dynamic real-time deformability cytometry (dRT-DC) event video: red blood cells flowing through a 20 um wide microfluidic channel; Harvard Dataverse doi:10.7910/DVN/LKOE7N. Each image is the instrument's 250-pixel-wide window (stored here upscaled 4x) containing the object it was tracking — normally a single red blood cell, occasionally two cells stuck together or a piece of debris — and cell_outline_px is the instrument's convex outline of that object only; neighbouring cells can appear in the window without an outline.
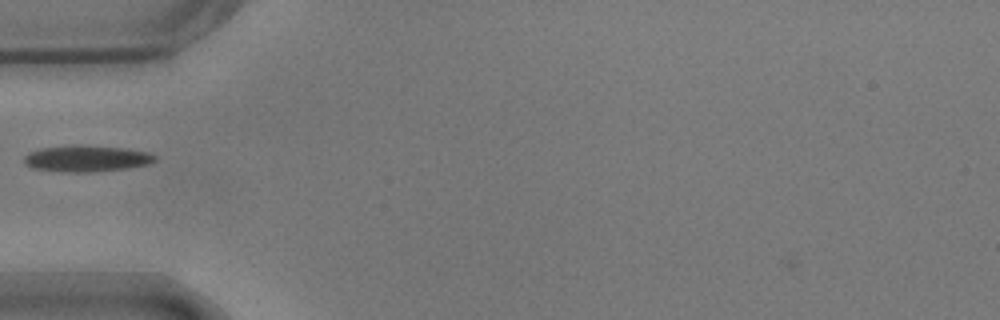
{"species": "common noctule bat (a hibernating species)", "species_latin": "Nyctalus noctula", "temperature_condition": "warm", "stored_images_in_passage": 38, "camera_frame_rate_fps": 3000, "um_per_image_px": 0.085, "animal": {"sex": "male", "body_mass_g": 17.9}, "frame": {"image": 1, "passage_image": 1, "time_ms": 0.0, "image_size_px": [1000, 320], "cell_outline_px": [[156, 160], [148, 164], [128, 168], [92, 172], [64, 172], [32, 168], [24, 164], [24, 156], [28, 152], [40, 148], [80, 144], [124, 148], [148, 152], [156, 156]], "centroid_in_image_um": [7.33, 13.47], "position_along_channel_um": 77.7, "area_um2": 20.29}}
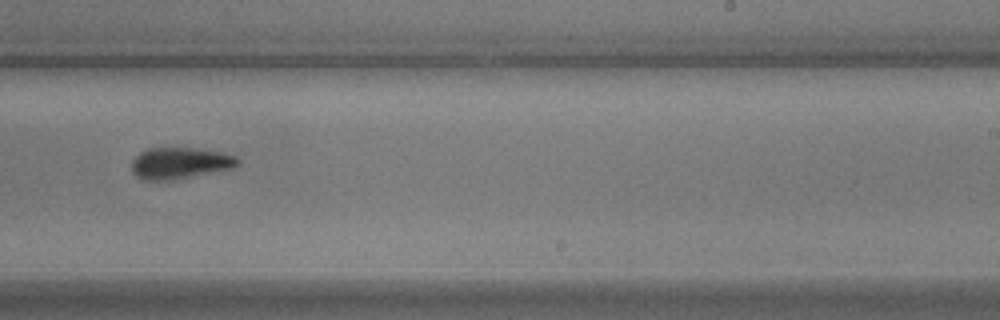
{"frame": {"image": 2, "passage_image": 17, "time_ms": 5.333, "image_size_px": [1000, 320], "cell_outline_px": [[240, 164], [236, 168], [164, 180], [144, 180], [136, 176], [132, 172], [132, 160], [140, 152], [148, 148], [196, 148], [220, 152], [236, 156], [240, 160]], "centroid_in_image_um": [15.31, 13.85], "position_along_channel_um": 273.7, "area_um2": 19.25}}
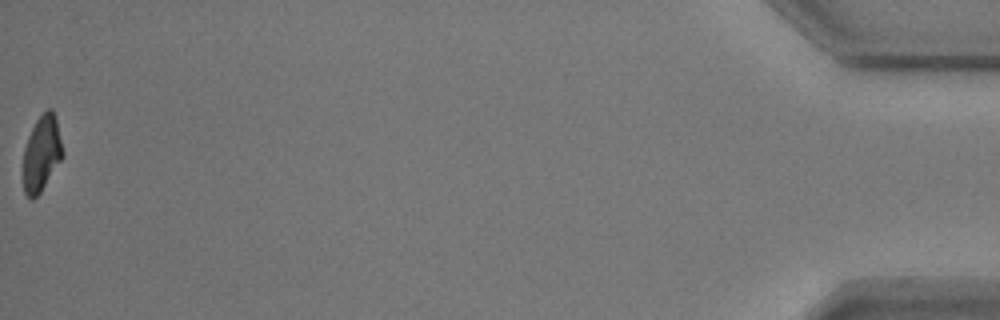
{"frame": {"image": 3, "passage_image": 38, "time_ms": 12.333, "image_size_px": [1000, 320], "cell_outline_px": [[64, 156], [40, 192], [32, 200], [24, 192], [24, 148], [28, 136], [36, 120], [48, 108], [52, 108], [56, 116], [64, 152]], "centroid_in_image_um": [3.57, 13.01], "position_along_channel_um": 431.6, "area_um2": 17.34}}